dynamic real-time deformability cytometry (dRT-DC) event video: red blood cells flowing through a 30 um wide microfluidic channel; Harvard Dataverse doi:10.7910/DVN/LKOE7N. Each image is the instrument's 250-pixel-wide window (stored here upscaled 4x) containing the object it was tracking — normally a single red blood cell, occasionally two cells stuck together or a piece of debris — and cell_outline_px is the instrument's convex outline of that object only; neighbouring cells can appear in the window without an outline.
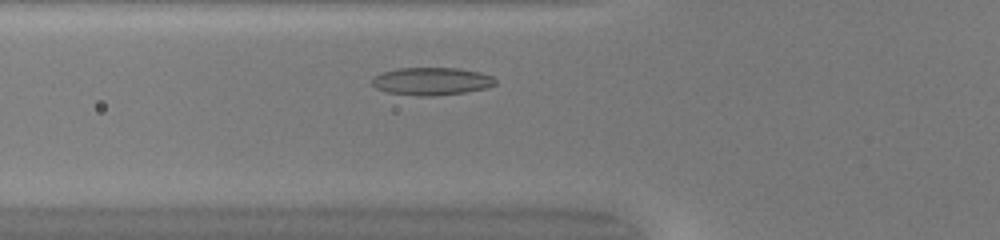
{"species": "common noctule bat (a hibernating species)", "species_latin": "Nyctalus noctula", "temperature_condition": "warm", "stored_images_in_passage": 32, "camera_frame_rate_fps": 3000, "um_per_image_px": 0.085, "animal": {"sex": "female", "body_mass_g": 20.0, "forearm_length_mm": 54.0}, "frame": {"image": 1, "passage_image": 6, "time_ms": 1.667, "image_size_px": [1000, 240], "cell_outline_px": [[496, 84], [484, 88], [464, 92], [432, 96], [420, 96], [388, 92], [376, 88], [372, 84], [372, 76], [380, 72], [396, 68], [460, 68], [480, 72], [492, 76], [496, 80]], "centroid_in_image_um": [36.65, 6.89], "position_along_channel_um": 89.2, "area_um2": 19.94}}
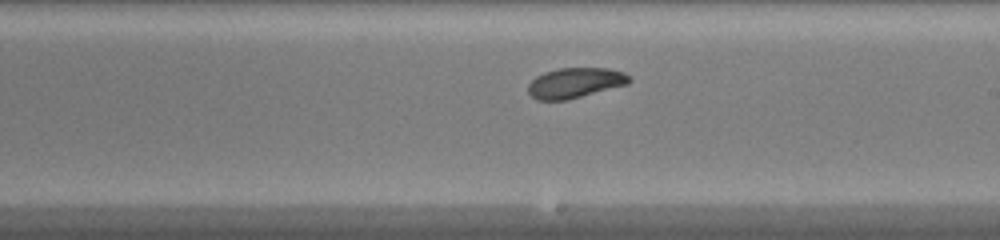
{"frame": {"image": 2, "passage_image": 17, "time_ms": 5.333, "image_size_px": [1000, 240], "cell_outline_px": [[632, 80], [628, 84], [564, 100], [536, 100], [528, 92], [528, 84], [536, 76], [544, 72], [560, 68], [608, 68], [624, 72]], "centroid_in_image_um": [48.87, 7.03], "position_along_channel_um": 240.1, "area_um2": 17.63}}
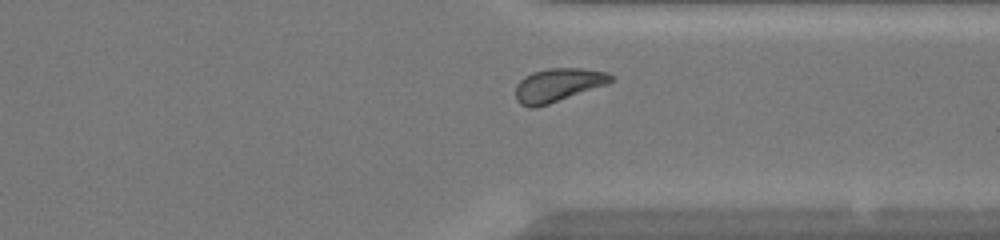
{"frame": {"image": 3, "passage_image": 26, "time_ms": 8.333, "image_size_px": [1000, 240], "cell_outline_px": [[616, 80], [608, 84], [548, 104], [532, 108], [528, 108], [520, 104], [516, 100], [516, 84], [524, 76], [532, 72], [548, 68], [584, 68], [608, 72], [616, 76]], "centroid_in_image_um": [47.47, 7.21], "position_along_channel_um": 363.9, "area_um2": 18.84}, "authors_computed_cell_mechanics": {"area_um2": 18.2937, "velocity_mm_per_s": 4.1231, "shape_relaxation_time_tau1_ms": 8.6541, "shape_relaxation_time_tau2_ms": 4.13, "deformation_change_tau1": 0.1744, "deformation_change_tau2": 0.0948}}